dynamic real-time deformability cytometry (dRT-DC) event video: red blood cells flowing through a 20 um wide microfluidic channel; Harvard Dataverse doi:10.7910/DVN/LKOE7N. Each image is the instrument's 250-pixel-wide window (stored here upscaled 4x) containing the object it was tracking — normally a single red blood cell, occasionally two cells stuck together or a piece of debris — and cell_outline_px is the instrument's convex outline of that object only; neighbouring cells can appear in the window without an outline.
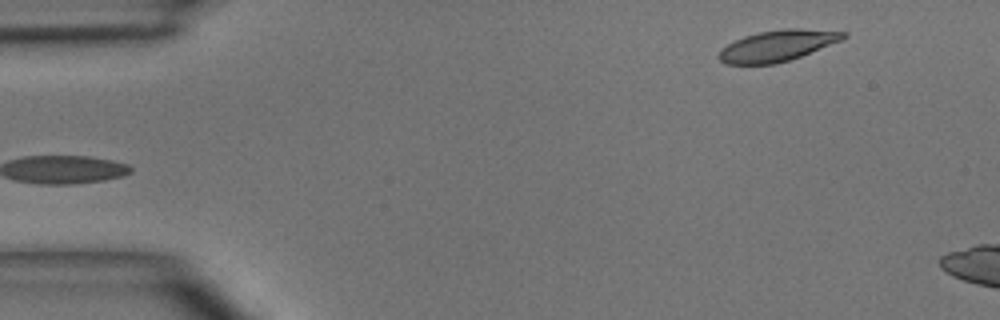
{"species": "common noctule bat (a hibernating species)", "species_latin": "Nyctalus noctula", "temperature_condition": "room temperature", "stored_images_in_passage": 4, "camera_frame_rate_fps": 3000, "um_per_image_px": 0.085, "animal": {"sex": "male", "body_mass_g": 15.6}, "frame": {"image": 1, "passage_image": 4, "time_ms": 3.333, "image_size_px": [1000, 320], "cell_outline_px": [[848, 36], [844, 40], [800, 56], [776, 64], [724, 64], [716, 56], [720, 48], [744, 36], [760, 32], [788, 28], [800, 28], [848, 32]], "centroid_in_image_um": [66.09, 3.88], "position_along_channel_um": 18.9, "area_um2": 22.66}}